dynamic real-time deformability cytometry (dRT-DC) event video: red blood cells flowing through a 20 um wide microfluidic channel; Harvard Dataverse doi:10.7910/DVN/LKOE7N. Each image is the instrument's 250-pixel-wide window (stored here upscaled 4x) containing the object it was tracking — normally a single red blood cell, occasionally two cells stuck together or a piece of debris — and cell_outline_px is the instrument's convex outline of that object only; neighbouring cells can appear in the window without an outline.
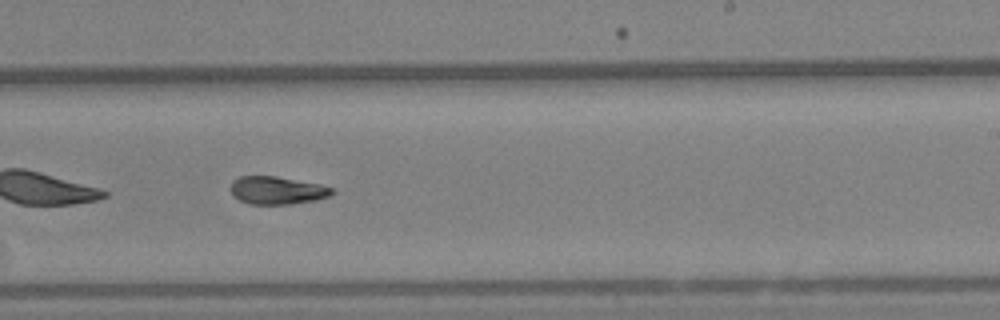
{"species": "Egyptian fruit bat (a non-hibernating species)", "species_latin": "Rousettus aegyptiacus", "temperature_condition": "warm", "stored_images_in_passage": 45, "camera_frame_rate_fps": 3000, "um_per_image_px": 0.085, "animal": {"sex": "female"}, "frame": {"image": 1, "passage_image": 20, "time_ms": 6.333, "image_size_px": [1000, 320], "cell_outline_px": [[336, 192], [328, 196], [316, 200], [288, 204], [248, 204], [232, 196], [228, 188], [232, 180], [240, 176], [276, 176], [320, 184], [332, 188]], "centroid_in_image_um": [23.49, 16.17], "position_along_channel_um": 265.5, "area_um2": 16.65}, "authors_computed_cell_mechanics": {"area_um2": 17.051, "velocity_mm_per_s": 3.2158, "shape_relaxation_time_tau1_ms": 8.879, "shape_relaxation_time_tau2_ms": 6.8755, "deformation_change_tau1": 0.2138, "deformation_change_tau2": 0.137}}